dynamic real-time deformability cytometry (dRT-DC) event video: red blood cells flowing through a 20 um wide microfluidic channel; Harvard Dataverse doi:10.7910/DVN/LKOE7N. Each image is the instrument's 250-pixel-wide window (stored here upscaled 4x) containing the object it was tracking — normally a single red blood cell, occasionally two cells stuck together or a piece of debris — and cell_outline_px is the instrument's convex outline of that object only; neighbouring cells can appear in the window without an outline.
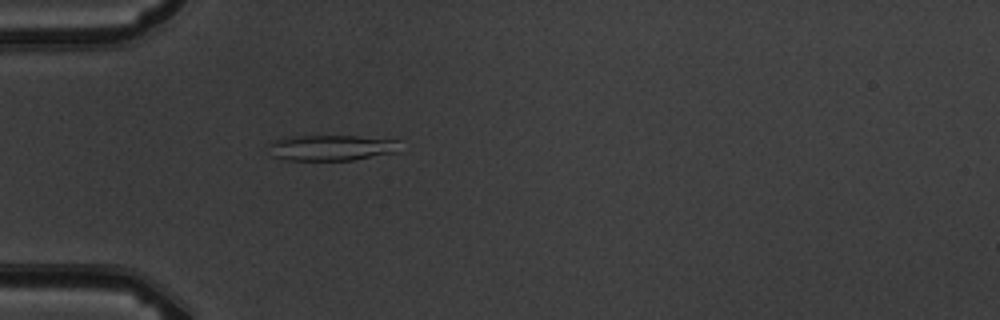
{"species": "common noctule bat (a hibernating species)", "species_latin": "Nyctalus noctula", "temperature_condition": "warm", "stored_images_in_passage": 5, "camera_frame_rate_fps": 3000, "um_per_image_px": 0.085, "animal": {"sex": "male", "body_mass_g": 19.5, "forearm_length_mm": 54.6}, "frame": {"image": 1, "passage_image": 5, "time_ms": 4.667, "image_size_px": [1000, 320], "cell_outline_px": [[400, 140], [396, 152], [352, 160], [288, 160], [272, 156], [268, 144], [276, 140], [288, 136], [360, 136]], "centroid_in_image_um": [28.16, 12.55], "position_along_channel_um": 56.8, "area_um2": 19.59}}